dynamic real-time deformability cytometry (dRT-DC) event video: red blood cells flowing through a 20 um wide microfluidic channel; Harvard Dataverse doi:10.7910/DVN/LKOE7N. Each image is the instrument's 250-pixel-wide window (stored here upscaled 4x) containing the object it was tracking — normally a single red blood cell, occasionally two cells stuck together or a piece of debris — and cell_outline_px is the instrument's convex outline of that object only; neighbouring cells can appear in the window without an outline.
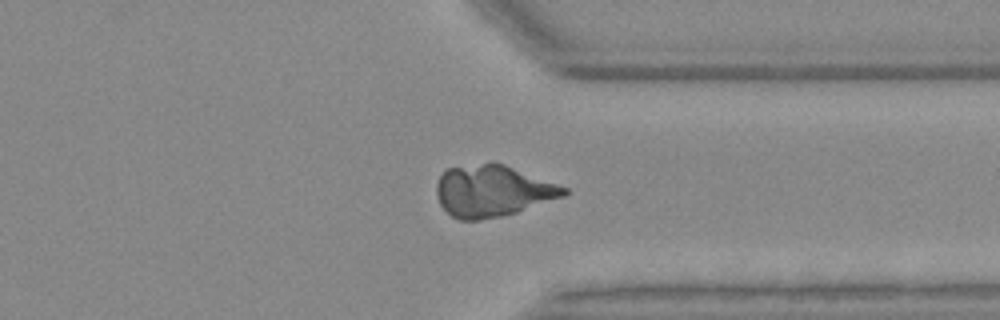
{"species": "Egyptian fruit bat (a non-hibernating species)", "species_latin": "Rousettus aegyptiacus", "temperature_condition": "warm", "stored_images_in_passage": 55, "camera_frame_rate_fps": 3000, "um_per_image_px": 0.085, "animal": {"sex": "female"}, "frame": {"image": 1, "passage_image": 43, "time_ms": 14.0, "image_size_px": [1000, 320], "cell_outline_px": [[568, 192], [564, 196], [516, 212], [500, 216], [480, 220], [460, 220], [452, 216], [440, 204], [436, 196], [436, 184], [440, 176], [448, 168], [484, 164], [504, 164], [568, 188]], "centroid_in_image_um": [41.85, 16.25], "position_along_channel_um": 369.5, "area_um2": 37.57}}
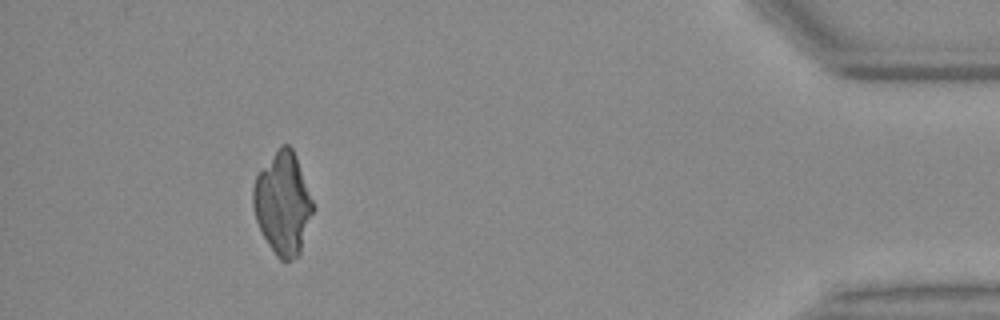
{"frame": {"image": 2, "passage_image": 51, "time_ms": 16.667, "image_size_px": [1000, 320], "cell_outline_px": [[316, 208], [300, 256], [292, 260], [280, 260], [276, 256], [268, 244], [256, 220], [252, 208], [252, 188], [256, 176], [280, 144], [288, 144], [292, 148], [296, 156]], "centroid_in_image_um": [24.07, 17.32], "position_along_channel_um": 411.1, "area_um2": 36.24}}